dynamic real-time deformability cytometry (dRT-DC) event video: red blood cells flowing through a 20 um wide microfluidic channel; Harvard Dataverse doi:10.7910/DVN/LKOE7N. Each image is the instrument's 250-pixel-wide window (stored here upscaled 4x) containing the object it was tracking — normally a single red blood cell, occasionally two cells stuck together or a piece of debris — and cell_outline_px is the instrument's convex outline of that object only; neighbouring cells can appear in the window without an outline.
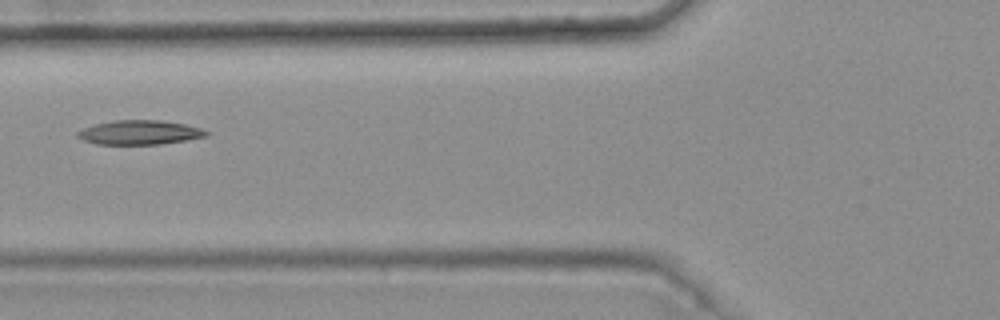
{"species": "common noctule bat (a hibernating species)", "species_latin": "Nyctalus noctula", "temperature_condition": "warm", "stored_images_in_passage": 6, "camera_frame_rate_fps": 3000, "um_per_image_px": 0.085, "animal": {"sex": "female", "body_mass_g": 25.1}, "frame": {"image": 1, "passage_image": 6, "time_ms": 1.667, "image_size_px": [1000, 320], "cell_outline_px": [[212, 132], [208, 136], [160, 144], [96, 144], [84, 140], [76, 136], [76, 132], [84, 128], [96, 124], [116, 120], [160, 120], [184, 124], [200, 128]], "centroid_in_image_um": [11.89, 11.26], "position_along_channel_um": 113.9, "area_um2": 18.09}}